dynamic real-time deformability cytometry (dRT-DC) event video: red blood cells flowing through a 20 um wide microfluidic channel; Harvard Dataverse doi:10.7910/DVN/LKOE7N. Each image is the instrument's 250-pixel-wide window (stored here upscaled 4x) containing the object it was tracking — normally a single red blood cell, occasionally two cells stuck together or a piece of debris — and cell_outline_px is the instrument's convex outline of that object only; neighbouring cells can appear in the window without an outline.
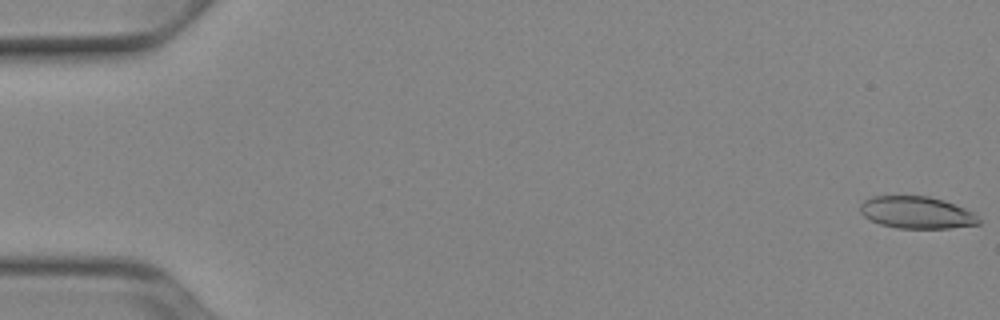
{"species": "Egyptian fruit bat (a non-hibernating species)", "species_latin": "Rousettus aegyptiacus", "temperature_condition": "cold", "stored_images_in_passage": 52, "camera_frame_rate_fps": 3000, "um_per_image_px": 0.085, "animal": {"sex": "female"}, "frame": {"image": 1, "passage_image": 1, "time_ms": 0.0, "image_size_px": [1000, 320], "cell_outline_px": [[980, 224], [948, 228], [896, 228], [880, 224], [864, 216], [860, 212], [860, 204], [864, 200], [872, 196], [928, 196], [944, 200], [976, 212], [980, 220]], "centroid_in_image_um": [77.94, 18.06], "position_along_channel_um": 7.1, "area_um2": 22.31}}
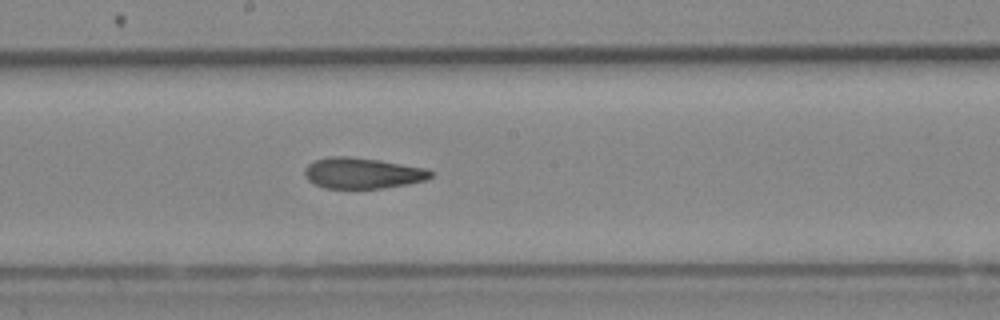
{"frame": {"image": 2, "passage_image": 29, "time_ms": 9.333, "image_size_px": [1000, 320], "cell_outline_px": [[436, 172], [428, 180], [408, 184], [384, 188], [324, 188], [308, 180], [304, 176], [304, 168], [308, 164], [316, 160], [328, 156], [348, 156], [380, 160], [428, 168]], "centroid_in_image_um": [30.86, 14.71], "position_along_channel_um": 217.3, "area_um2": 23.0}}
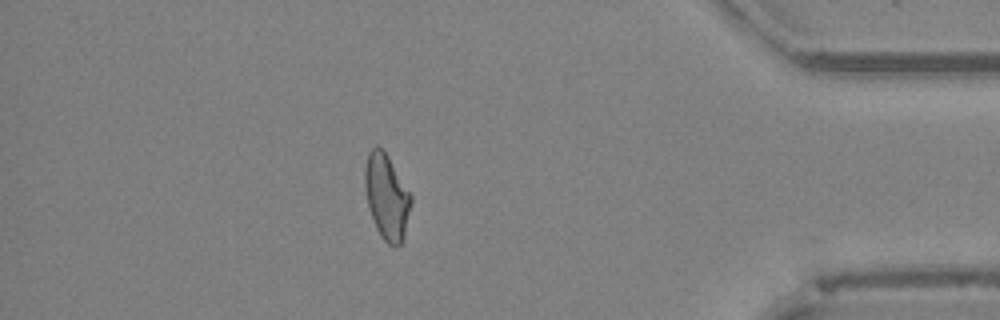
{"frame": {"image": 3, "passage_image": 46, "time_ms": 15.0, "image_size_px": [1000, 320], "cell_outline_px": [[412, 204], [404, 240], [396, 248], [392, 248], [380, 236], [376, 228], [368, 204], [364, 188], [364, 168], [368, 152], [376, 144], [388, 156], [412, 196]], "centroid_in_image_um": [32.88, 16.76], "position_along_channel_um": 402.3, "area_um2": 23.24}, "authors_computed_cell_mechanics": {"area_um2": 23.3223, "velocity_mm_per_s": 3.9157, "shape_relaxation_time_tau1_ms": 9.9174, "shape_relaxation_time_tau2_ms": 3.074, "deformation_change_tau1": 0.223, "deformation_change_tau2": 0.1025}}